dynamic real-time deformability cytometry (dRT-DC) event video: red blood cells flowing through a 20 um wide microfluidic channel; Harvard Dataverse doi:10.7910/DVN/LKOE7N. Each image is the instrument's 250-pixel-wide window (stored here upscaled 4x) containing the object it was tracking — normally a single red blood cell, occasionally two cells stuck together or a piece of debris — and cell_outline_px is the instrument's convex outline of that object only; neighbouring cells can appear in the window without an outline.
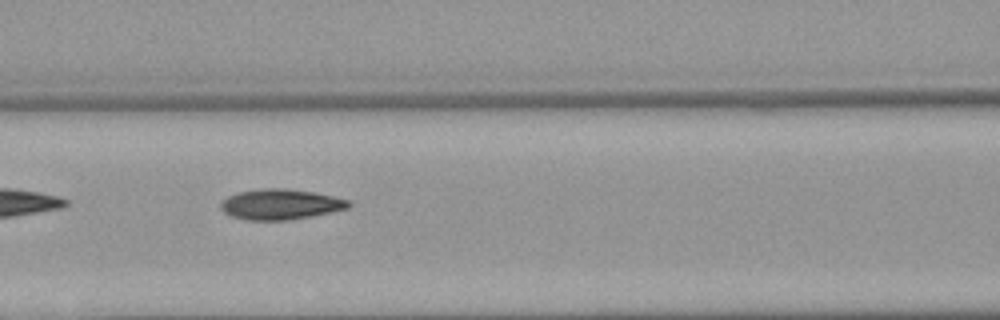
{"species": "Egyptian fruit bat (a non-hibernating species)", "species_latin": "Rousettus aegyptiacus", "temperature_condition": "warm", "stored_images_in_passage": 5, "camera_frame_rate_fps": 3000, "um_per_image_px": 0.085, "animal": {"sex": "female"}, "frame": {"image": 1, "passage_image": 4, "time_ms": 3.667, "image_size_px": [1000, 320], "cell_outline_px": [[352, 204], [348, 208], [288, 220], [244, 220], [232, 216], [224, 212], [220, 208], [220, 204], [228, 196], [240, 192], [264, 188], [284, 188], [312, 192], [352, 200]], "centroid_in_image_um": [23.84, 17.36], "position_along_channel_um": 142.8, "area_um2": 22.43}}
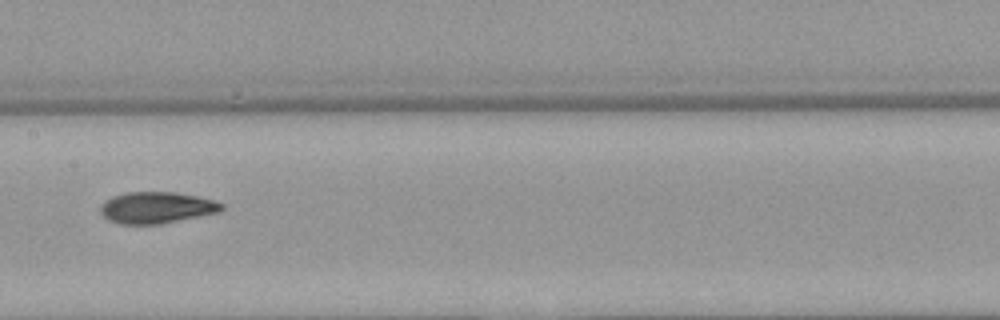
{"frame": {"image": 2, "passage_image": 5, "time_ms": 5.0, "image_size_px": [1000, 320], "cell_outline_px": [[224, 208], [220, 212], [160, 224], [120, 224], [108, 220], [100, 212], [100, 204], [104, 200], [112, 196], [128, 192], [176, 192], [200, 196], [224, 204]], "centroid_in_image_um": [13.3, 17.64], "position_along_channel_um": 194.1, "area_um2": 22.43}}